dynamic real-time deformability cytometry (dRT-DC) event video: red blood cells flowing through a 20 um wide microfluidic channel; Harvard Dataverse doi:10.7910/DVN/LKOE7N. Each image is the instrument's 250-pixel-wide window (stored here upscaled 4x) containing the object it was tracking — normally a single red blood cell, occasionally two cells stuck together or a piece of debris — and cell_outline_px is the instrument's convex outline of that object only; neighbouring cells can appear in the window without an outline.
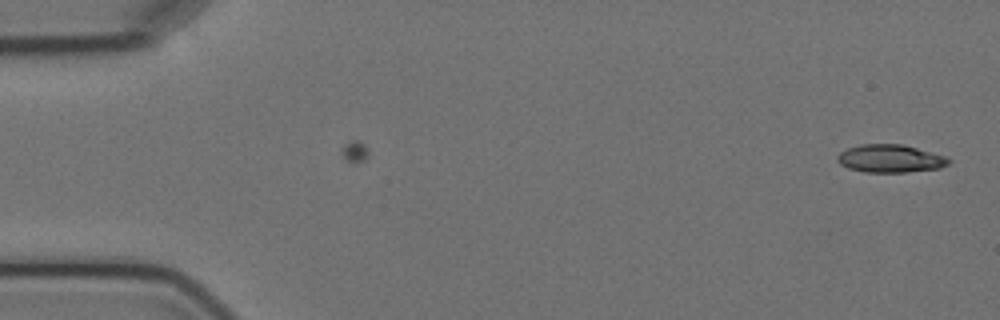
{"species": "Egyptian fruit bat (a non-hibernating species)", "species_latin": "Rousettus aegyptiacus", "temperature_condition": "cold", "stored_images_in_passage": 5, "camera_frame_rate_fps": 3000, "um_per_image_px": 0.085, "animal": {"sex": "female"}, "frame": {"image": 1, "passage_image": 5, "time_ms": 5.667, "image_size_px": [1000, 320], "cell_outline_px": [[952, 160], [948, 164], [940, 168], [908, 172], [864, 172], [848, 168], [840, 164], [836, 160], [836, 156], [840, 152], [848, 148], [860, 144], [900, 144], [948, 156]], "centroid_in_image_um": [75.67, 13.48], "position_along_channel_um": 9.3, "area_um2": 18.21}}